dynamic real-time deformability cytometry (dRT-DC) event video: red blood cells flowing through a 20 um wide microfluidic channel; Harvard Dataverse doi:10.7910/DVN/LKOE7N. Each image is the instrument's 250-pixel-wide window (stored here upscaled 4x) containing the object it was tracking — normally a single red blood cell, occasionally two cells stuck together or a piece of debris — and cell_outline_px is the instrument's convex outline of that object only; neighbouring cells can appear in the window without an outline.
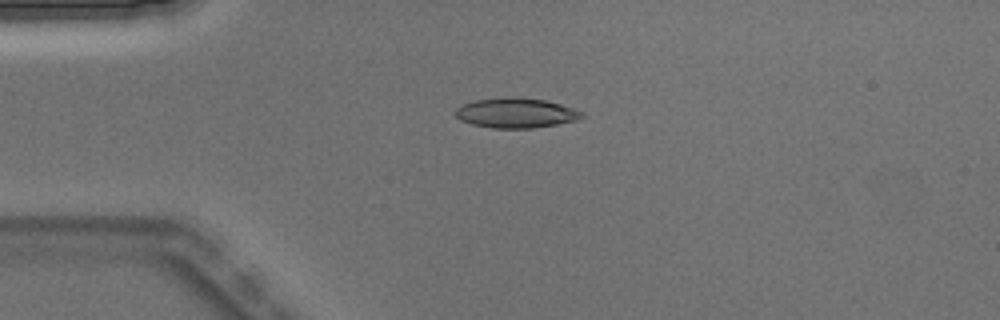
{"species": "Egyptian fruit bat (a non-hibernating species)", "species_latin": "Rousettus aegyptiacus", "temperature_condition": "warm", "stored_images_in_passage": 5, "camera_frame_rate_fps": 3000, "um_per_image_px": 0.085, "animal": {"sex": "male"}, "frame": {"image": 1, "passage_image": 4, "time_ms": 1.0, "image_size_px": [1000, 320], "cell_outline_px": [[584, 116], [576, 120], [556, 124], [532, 128], [492, 128], [472, 124], [460, 120], [452, 112], [460, 104], [476, 100], [508, 96], [544, 100], [560, 104], [584, 112]], "centroid_in_image_um": [43.8, 9.59], "position_along_channel_um": 41.2, "area_um2": 22.08}}